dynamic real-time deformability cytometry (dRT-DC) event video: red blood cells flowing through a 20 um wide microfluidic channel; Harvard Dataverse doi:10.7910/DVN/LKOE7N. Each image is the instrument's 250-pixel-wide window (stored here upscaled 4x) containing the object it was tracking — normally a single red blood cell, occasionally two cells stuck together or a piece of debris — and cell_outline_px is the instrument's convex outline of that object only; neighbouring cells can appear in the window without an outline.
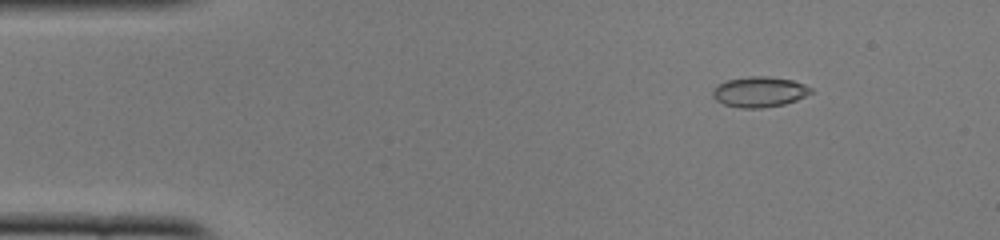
{"species": "common noctule bat (a hibernating species)", "species_latin": "Nyctalus noctula", "temperature_condition": "cold", "stored_images_in_passage": 51, "camera_frame_rate_fps": 3000, "um_per_image_px": 0.085, "animal": {"sex": "female", "body_mass_g": 22.0, "forearm_length_mm": 56.7}, "frame": {"image": 1, "passage_image": 7, "time_ms": 2.0, "image_size_px": [1000, 240], "cell_outline_px": [[812, 92], [796, 100], [784, 104], [760, 108], [740, 108], [724, 104], [716, 100], [712, 96], [712, 88], [716, 84], [728, 80], [752, 76], [768, 76], [792, 80], [804, 84], [812, 88]], "centroid_in_image_um": [64.51, 7.8], "position_along_channel_um": 20.5, "area_um2": 17.4}}
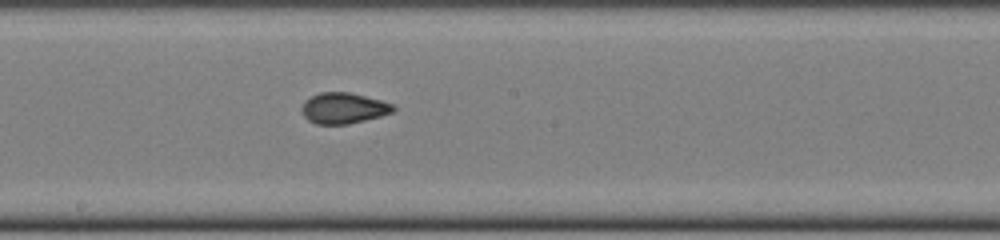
{"frame": {"image": 2, "passage_image": 28, "time_ms": 9.0, "image_size_px": [1000, 240], "cell_outline_px": [[396, 108], [392, 112], [380, 116], [348, 124], [316, 124], [308, 120], [304, 116], [300, 108], [304, 100], [320, 92], [348, 92], [396, 104]], "centroid_in_image_um": [29.18, 9.19], "position_along_channel_um": 219.0, "area_um2": 16.47}}
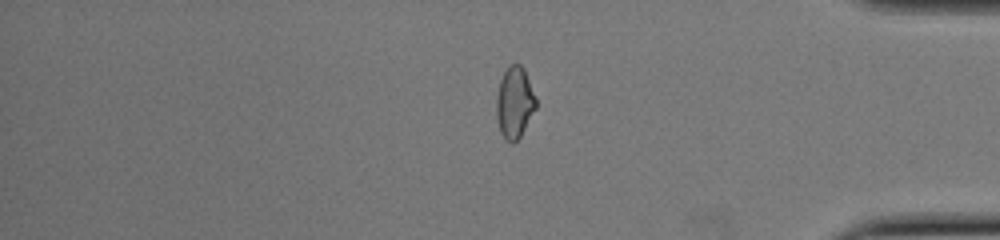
{"frame": {"image": 3, "passage_image": 43, "time_ms": 14.0, "image_size_px": [1000, 240], "cell_outline_px": [[536, 108], [520, 136], [512, 144], [504, 140], [500, 132], [496, 116], [496, 96], [500, 80], [508, 64], [520, 64], [524, 68], [536, 100]], "centroid_in_image_um": [43.71, 8.72], "position_along_channel_um": 391.5, "area_um2": 16.47}, "authors_computed_cell_mechanics": {"area_um2": 16.6464, "velocity_mm_per_s": 3.936, "shape_relaxation_time_tau1_ms": 3.8517, "shape_relaxation_time_tau2_ms": 1.1743, "deformation_change_tau1": 0.136, "deformation_change_tau2": 0.0607}}